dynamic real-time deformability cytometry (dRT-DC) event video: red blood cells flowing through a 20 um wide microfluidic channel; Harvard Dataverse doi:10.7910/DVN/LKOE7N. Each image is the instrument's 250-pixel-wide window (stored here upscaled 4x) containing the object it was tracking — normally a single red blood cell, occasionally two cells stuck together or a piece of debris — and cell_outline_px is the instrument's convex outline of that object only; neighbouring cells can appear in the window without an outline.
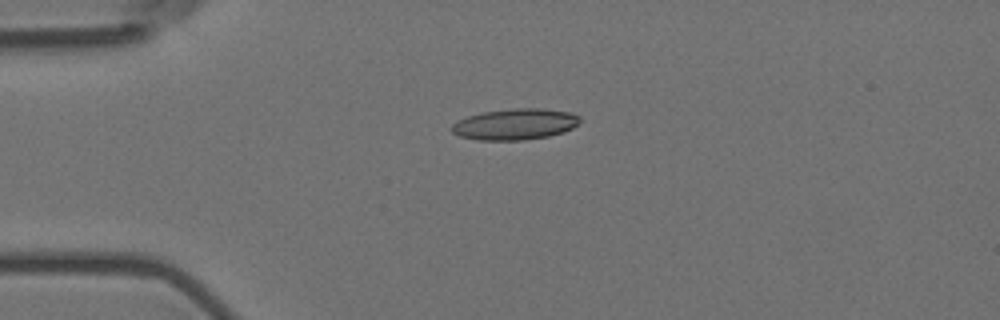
{"species": "Egyptian fruit bat (a non-hibernating species)", "species_latin": "Rousettus aegyptiacus", "temperature_condition": "room temperature", "stored_images_in_passage": 5, "camera_frame_rate_fps": 3000, "um_per_image_px": 0.085, "animal": {"sex": "female"}, "frame": {"image": 1, "passage_image": 4, "time_ms": 1.0, "image_size_px": [1000, 320], "cell_outline_px": [[580, 120], [572, 128], [564, 132], [548, 136], [524, 140], [476, 140], [460, 136], [452, 132], [452, 124], [456, 120], [480, 112], [512, 108], [540, 108], [568, 112], [580, 116]], "centroid_in_image_um": [43.74, 10.55], "position_along_channel_um": 41.3, "area_um2": 23.29}}